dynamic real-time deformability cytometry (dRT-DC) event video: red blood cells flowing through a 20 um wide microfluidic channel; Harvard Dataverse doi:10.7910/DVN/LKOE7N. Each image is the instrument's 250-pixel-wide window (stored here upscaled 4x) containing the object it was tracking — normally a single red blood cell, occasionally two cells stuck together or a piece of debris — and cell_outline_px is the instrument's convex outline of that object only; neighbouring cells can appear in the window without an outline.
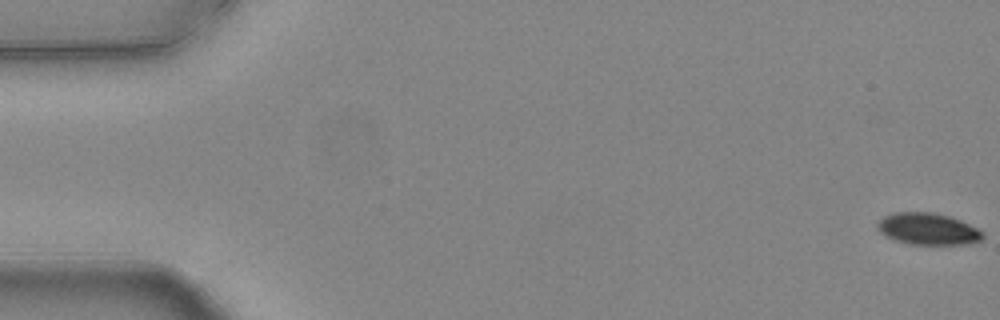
{"species": "common noctule bat (a hibernating species)", "species_latin": "Nyctalus noctula", "temperature_condition": "warm", "stored_images_in_passage": 55, "camera_frame_rate_fps": 3000, "um_per_image_px": 0.085, "animal": {"sex": "female", "body_mass_g": 24.6, "forearm_length_mm": 56.2}, "frame": {"image": 1, "passage_image": 1, "time_ms": 0.0, "image_size_px": [1000, 320], "cell_outline_px": [[984, 236], [980, 240], [968, 244], [908, 244], [896, 240], [880, 232], [876, 228], [876, 224], [884, 216], [892, 212], [932, 212], [948, 216], [960, 220], [984, 232]], "centroid_in_image_um": [78.86, 19.45], "position_along_channel_um": 6.1, "area_um2": 19.36}}
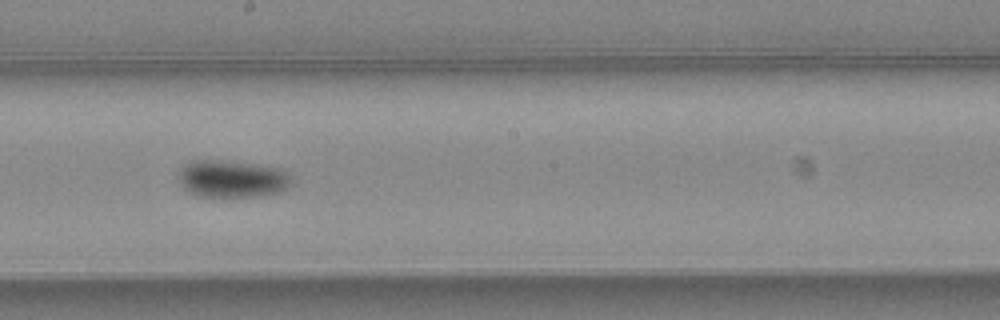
{"frame": {"image": 2, "passage_image": 31, "time_ms": 10.0, "image_size_px": [1000, 320], "cell_outline_px": [[292, 184], [288, 188], [280, 192], [256, 196], [200, 196], [188, 192], [180, 184], [180, 172], [184, 164], [192, 160], [220, 160], [256, 164], [280, 168], [288, 172], [292, 180]], "centroid_in_image_um": [19.76, 15.19], "position_along_channel_um": 228.4, "area_um2": 24.57}}
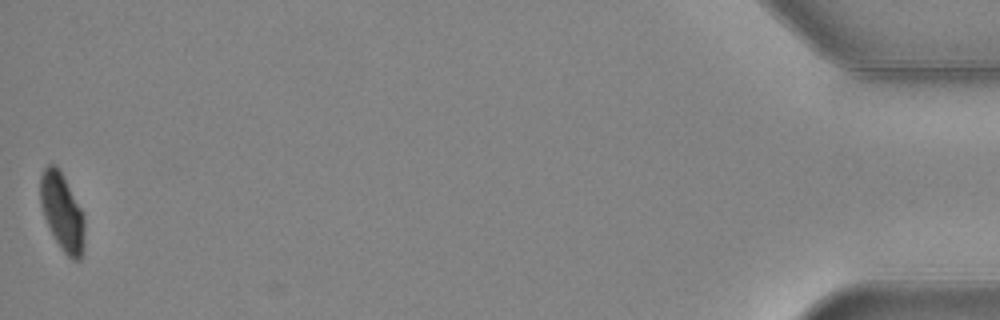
{"frame": {"image": 3, "passage_image": 55, "time_ms": 18.0, "image_size_px": [1000, 320], "cell_outline_px": [[84, 252], [80, 260], [72, 260], [64, 252], [56, 240], [44, 216], [40, 204], [40, 176], [44, 168], [48, 164], [56, 164], [84, 212]], "centroid_in_image_um": [5.3, 18.02], "position_along_channel_um": 429.9, "area_um2": 20.0}, "authors_computed_cell_mechanics": {"area_um2": 21.7906, "velocity_mm_per_s": 3.7844, "shape_relaxation_time_tau1_ms": 2.9539, "shape_relaxation_time_tau2_ms": 4.914, "deformation_change_tau1": 0.1181, "deformation_change_tau2": 0.0583}}